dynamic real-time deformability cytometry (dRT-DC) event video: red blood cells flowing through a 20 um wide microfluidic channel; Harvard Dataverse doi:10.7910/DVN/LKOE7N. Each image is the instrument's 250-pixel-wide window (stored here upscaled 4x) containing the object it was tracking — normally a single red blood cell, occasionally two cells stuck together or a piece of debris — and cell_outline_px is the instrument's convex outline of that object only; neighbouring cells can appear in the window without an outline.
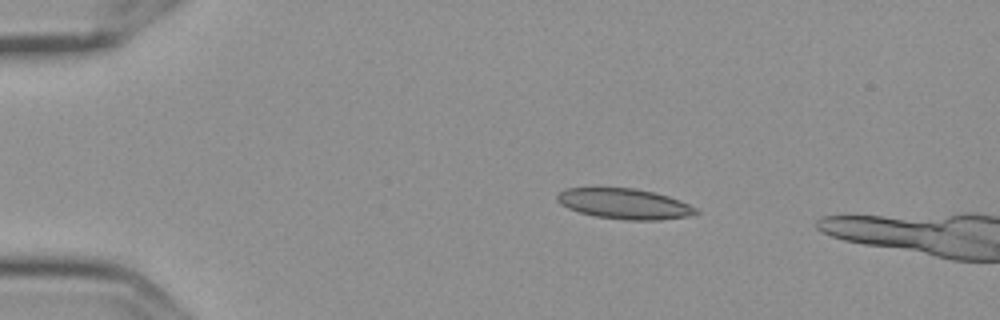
{"species": "Egyptian fruit bat (a non-hibernating species)", "species_latin": "Rousettus aegyptiacus", "temperature_condition": "cold", "stored_images_in_passage": 5, "camera_frame_rate_fps": 3000, "um_per_image_px": 0.085, "frame": {"image": 1, "passage_image": 3, "time_ms": 0.667, "image_size_px": [1000, 320], "cell_outline_px": [[700, 212], [688, 216], [660, 220], [624, 220], [596, 216], [580, 212], [568, 208], [560, 204], [556, 200], [556, 196], [560, 192], [568, 188], [636, 188], [668, 196], [700, 208]], "centroid_in_image_um": [53.11, 17.33], "position_along_channel_um": 31.9, "area_um2": 24.62}}